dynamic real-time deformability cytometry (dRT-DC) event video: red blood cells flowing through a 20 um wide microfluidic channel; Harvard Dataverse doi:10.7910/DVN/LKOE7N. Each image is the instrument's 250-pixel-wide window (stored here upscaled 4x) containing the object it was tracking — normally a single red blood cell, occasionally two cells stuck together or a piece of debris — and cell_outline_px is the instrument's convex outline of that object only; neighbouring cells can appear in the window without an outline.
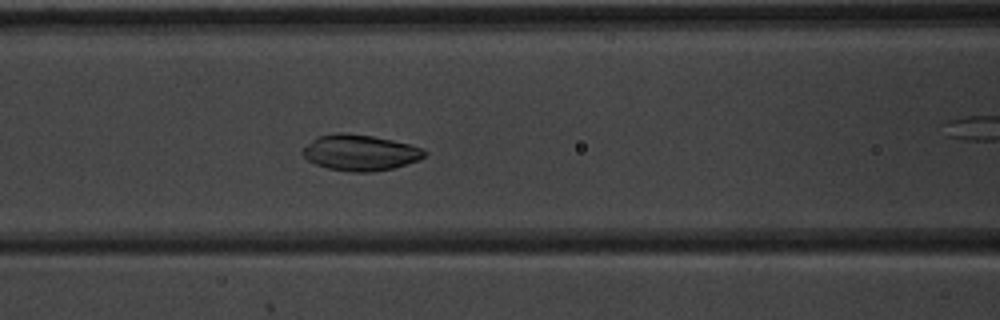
{"species": "common noctule bat (a hibernating species)", "species_latin": "Nyctalus noctula", "temperature_condition": "warm", "stored_images_in_passage": 41, "camera_frame_rate_fps": 3000, "um_per_image_px": 0.085, "animal": {"sex": "male", "body_mass_g": 20.1, "forearm_length_mm": 53.5}, "frame": {"image": 1, "passage_image": 10, "time_ms": 3.0, "image_size_px": [1000, 320], "cell_outline_px": [[428, 152], [420, 160], [392, 168], [372, 172], [348, 172], [328, 168], [316, 164], [308, 160], [300, 152], [316, 136], [336, 132], [348, 132], [372, 136], [392, 140], [424, 148]], "centroid_in_image_um": [30.61, 12.96], "position_along_channel_um": 136.0, "area_um2": 25.66}}
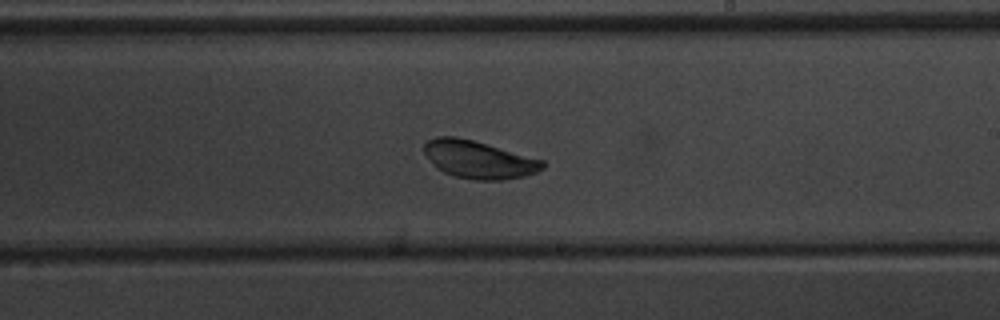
{"frame": {"image": 2, "passage_image": 19, "time_ms": 6.0, "image_size_px": [1000, 320], "cell_outline_px": [[544, 168], [536, 172], [524, 176], [500, 180], [476, 180], [456, 176], [444, 172], [436, 168], [424, 152], [424, 144], [428, 140], [436, 136], [452, 136], [472, 140], [544, 160]], "centroid_in_image_um": [40.68, 13.56], "position_along_channel_um": 248.3, "area_um2": 25.72}}
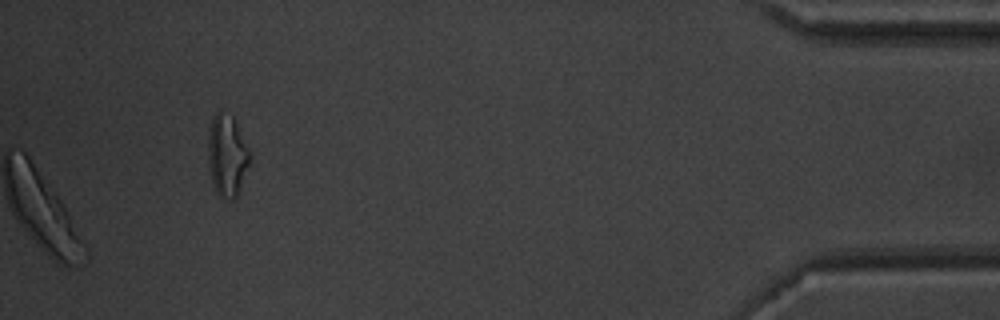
{"frame": {"image": 3, "passage_image": 41, "time_ms": 13.333, "image_size_px": [1000, 320], "cell_outline_px": [[252, 156], [240, 192], [232, 200], [228, 200], [220, 196], [216, 192], [212, 184], [208, 164], [208, 136], [212, 120], [216, 112], [220, 112], [232, 116], [252, 152]], "centroid_in_image_um": [19.33, 13.27], "position_along_channel_um": 415.9, "area_um2": 20.17}, "authors_computed_cell_mechanics": {"area_um2": 26.299, "velocity_mm_per_s": 3.7504, "shape_relaxation_time_tau1_ms": 2.7834, "shape_relaxation_time_tau2_ms": 1.9492, "deformation_change_tau1": 0.1124, "deformation_change_tau2": 0.0703}}